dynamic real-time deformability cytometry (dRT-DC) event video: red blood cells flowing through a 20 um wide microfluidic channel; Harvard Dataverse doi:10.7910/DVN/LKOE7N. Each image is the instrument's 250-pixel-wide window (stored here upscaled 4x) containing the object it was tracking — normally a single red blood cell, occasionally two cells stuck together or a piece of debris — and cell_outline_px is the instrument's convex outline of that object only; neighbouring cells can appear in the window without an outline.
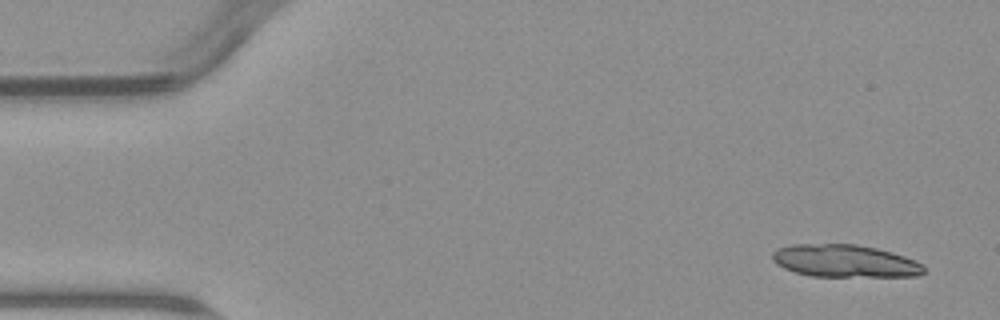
{"species": "common noctule bat (a hibernating species)", "species_latin": "Nyctalus noctula", "temperature_condition": "warm", "stored_images_in_passage": 5, "camera_frame_rate_fps": 3000, "um_per_image_px": 0.085, "animal": {"sex": "male", "body_mass_g": 23.1, "forearm_length_mm": 52.7}, "frame": {"image": 1, "passage_image": 1, "time_ms": 0.0, "image_size_px": [1000, 320], "cell_outline_px": [[924, 272], [920, 276], [812, 276], [796, 272], [784, 268], [776, 264], [772, 260], [772, 252], [776, 248], [792, 244], [856, 244], [876, 248], [892, 252], [916, 260], [924, 264]], "centroid_in_image_um": [71.81, 22.18], "position_along_channel_um": 13.2, "area_um2": 28.84}}
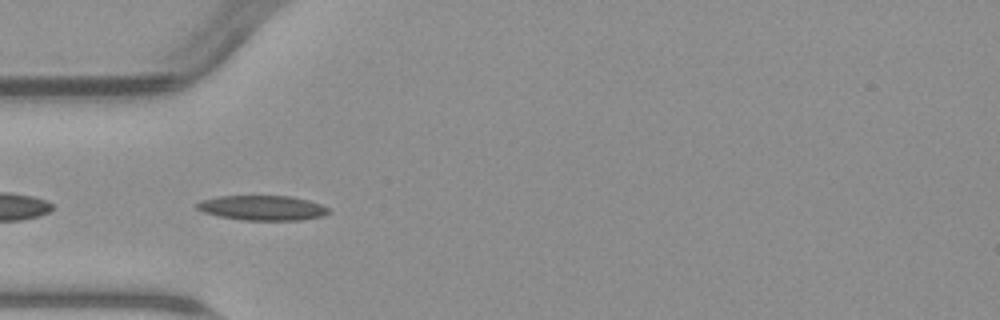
{"frame": {"image": 2, "passage_image": 4, "time_ms": 4.667, "image_size_px": [1000, 320], "cell_outline_px": [[332, 212], [324, 216], [300, 220], [244, 220], [220, 216], [204, 212], [196, 208], [196, 204], [200, 200], [220, 196], [292, 196], [308, 200], [320, 204], [328, 208]], "centroid_in_image_um": [22.34, 17.67], "position_along_channel_um": 62.7, "area_um2": 19.07}}
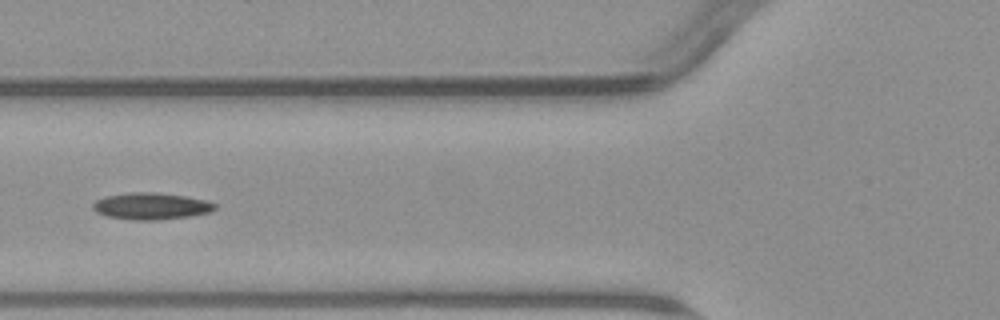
{"frame": {"image": 3, "passage_image": 5, "time_ms": 6.0, "image_size_px": [1000, 320], "cell_outline_px": [[216, 208], [212, 212], [188, 216], [152, 220], [136, 220], [108, 216], [96, 212], [92, 208], [92, 204], [96, 200], [108, 196], [136, 192], [152, 192], [184, 196], [204, 200], [216, 204]], "centroid_in_image_um": [12.85, 17.52], "position_along_channel_um": 112.9, "area_um2": 18.61}}